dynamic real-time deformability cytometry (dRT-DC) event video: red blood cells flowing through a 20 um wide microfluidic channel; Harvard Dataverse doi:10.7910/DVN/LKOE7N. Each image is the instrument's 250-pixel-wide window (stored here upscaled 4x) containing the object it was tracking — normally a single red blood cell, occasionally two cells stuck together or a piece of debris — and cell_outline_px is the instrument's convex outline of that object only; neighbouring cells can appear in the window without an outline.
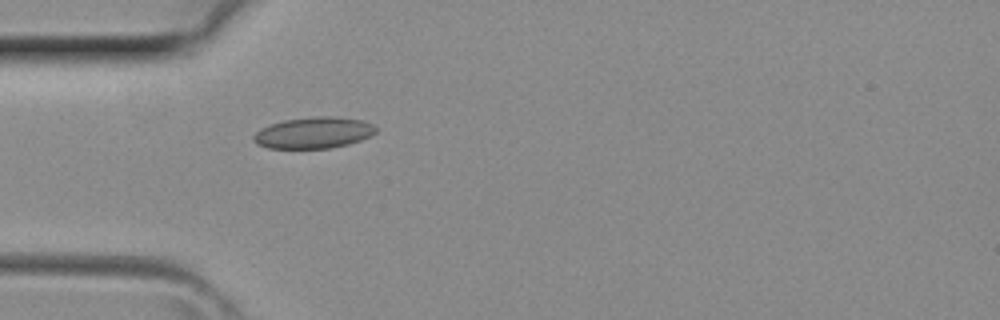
{"species": "common noctule bat (a hibernating species)", "species_latin": "Nyctalus noctula", "temperature_condition": "room temperature", "stored_images_in_passage": 18, "camera_frame_rate_fps": 3000, "um_per_image_px": 0.085, "animal": {"sex": "female", "body_mass_g": 29.2, "forearm_length_mm": 56.3}, "frame": {"image": 1, "passage_image": 1, "time_ms": 0.0, "image_size_px": [1000, 320], "cell_outline_px": [[376, 132], [360, 140], [348, 144], [328, 148], [268, 148], [256, 144], [252, 140], [252, 136], [260, 128], [284, 120], [316, 116], [336, 116], [364, 120], [372, 124], [376, 128]], "centroid_in_image_um": [26.64, 11.28], "position_along_channel_um": 58.4, "area_um2": 22.31}}
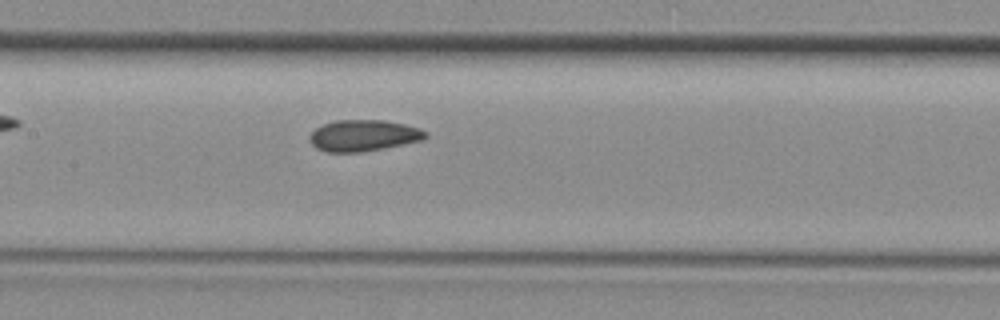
{"frame": {"image": 2, "passage_image": 8, "time_ms": 2.333, "image_size_px": [1000, 320], "cell_outline_px": [[428, 136], [424, 140], [384, 148], [360, 152], [328, 152], [316, 148], [312, 144], [312, 132], [316, 128], [324, 124], [336, 120], [384, 120], [404, 124], [420, 128], [428, 132]], "centroid_in_image_um": [30.96, 11.52], "position_along_channel_um": 176.4, "area_um2": 21.04}}
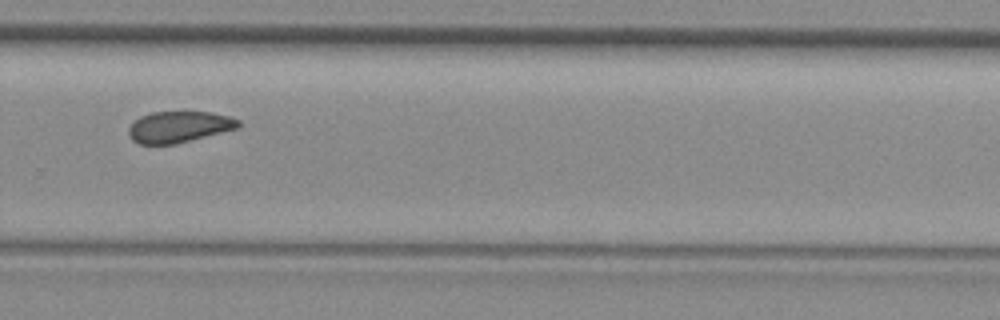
{"frame": {"image": 3, "passage_image": 16, "time_ms": 5.0, "image_size_px": [1000, 320], "cell_outline_px": [[240, 128], [176, 144], [140, 144], [132, 140], [128, 132], [128, 128], [140, 116], [152, 112], [208, 112], [228, 116], [240, 120]], "centroid_in_image_um": [15.23, 10.79], "position_along_channel_um": 314.6, "area_um2": 20.0}}